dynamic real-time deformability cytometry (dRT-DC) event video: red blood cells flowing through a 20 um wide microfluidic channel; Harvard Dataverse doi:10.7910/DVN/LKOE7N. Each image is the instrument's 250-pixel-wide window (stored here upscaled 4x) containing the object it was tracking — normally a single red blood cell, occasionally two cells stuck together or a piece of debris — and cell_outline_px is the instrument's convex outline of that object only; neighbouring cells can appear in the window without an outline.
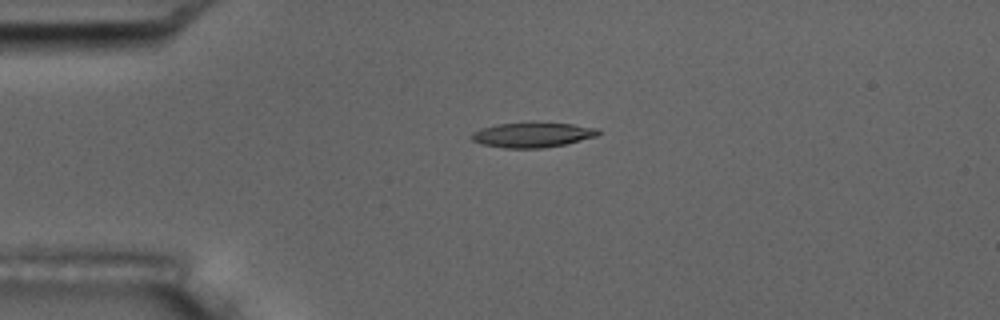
{"species": "common noctule bat (a hibernating species)", "species_latin": "Nyctalus noctula", "temperature_condition": "room temperature", "stored_images_in_passage": 5, "camera_frame_rate_fps": 3000, "um_per_image_px": 0.085, "animal": {"sex": "male", "body_mass_g": 17.5, "forearm_length_mm": 52.3}, "frame": {"image": 1, "passage_image": 4, "time_ms": 3.667, "image_size_px": [1000, 320], "cell_outline_px": [[600, 132], [596, 136], [564, 144], [544, 148], [504, 148], [484, 144], [472, 140], [472, 132], [480, 128], [496, 124], [572, 124], [600, 128]], "centroid_in_image_um": [45.26, 11.48], "position_along_channel_um": 39.7, "area_um2": 17.86}}